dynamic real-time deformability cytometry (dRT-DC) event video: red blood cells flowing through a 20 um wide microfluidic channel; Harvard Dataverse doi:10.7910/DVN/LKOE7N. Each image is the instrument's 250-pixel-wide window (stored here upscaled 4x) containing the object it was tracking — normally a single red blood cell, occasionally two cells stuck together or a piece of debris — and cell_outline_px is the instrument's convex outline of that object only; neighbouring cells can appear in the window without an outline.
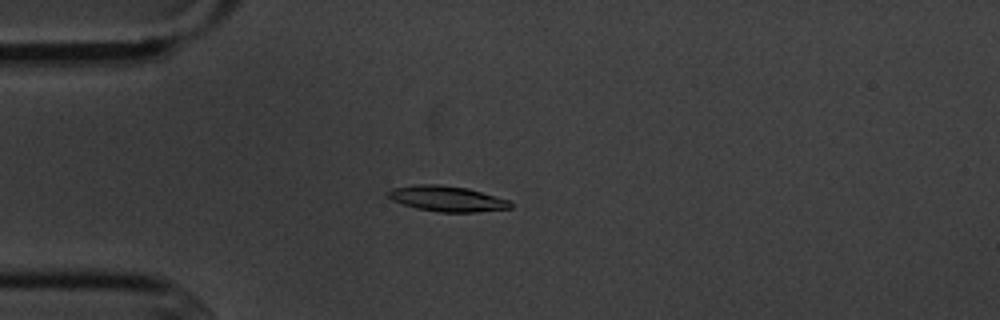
{"species": "common noctule bat (a hibernating species)", "species_latin": "Nyctalus noctula", "temperature_condition": "cold", "stored_images_in_passage": 4, "camera_frame_rate_fps": 3000, "um_per_image_px": 0.085, "animal": {"sex": "male", "body_mass_g": 20.1, "forearm_length_mm": 53.5}, "frame": {"image": 1, "passage_image": 4, "time_ms": 3.333, "image_size_px": [1000, 320], "cell_outline_px": [[512, 208], [476, 212], [440, 212], [416, 208], [392, 200], [388, 196], [388, 192], [392, 188], [420, 184], [440, 184], [468, 188], [508, 200], [512, 204]], "centroid_in_image_um": [38.0, 16.89], "position_along_channel_um": 47.0, "area_um2": 18.03}}